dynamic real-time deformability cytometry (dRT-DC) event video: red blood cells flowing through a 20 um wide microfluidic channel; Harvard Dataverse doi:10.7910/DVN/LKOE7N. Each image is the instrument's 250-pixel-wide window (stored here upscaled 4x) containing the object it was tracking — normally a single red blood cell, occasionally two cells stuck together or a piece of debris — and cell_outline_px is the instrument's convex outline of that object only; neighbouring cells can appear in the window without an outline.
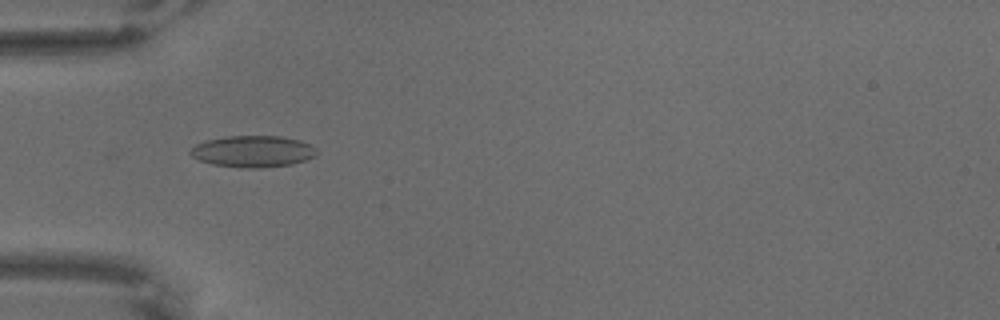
{"species": "common noctule bat (a hibernating species)", "species_latin": "Nyctalus noctula", "temperature_condition": "warm", "stored_images_in_passage": 62, "camera_frame_rate_fps": 3000, "um_per_image_px": 0.085, "animal": {"sex": "male", "body_mass_g": 18.8}, "frame": {"image": 1, "passage_image": 16, "time_ms": 5.0, "image_size_px": [1000, 320], "cell_outline_px": [[316, 156], [292, 164], [260, 168], [240, 168], [212, 164], [200, 160], [192, 156], [188, 152], [196, 144], [208, 140], [228, 136], [280, 136], [300, 140], [316, 148]], "centroid_in_image_um": [21.49, 12.87], "position_along_channel_um": 63.5, "area_um2": 23.12}}
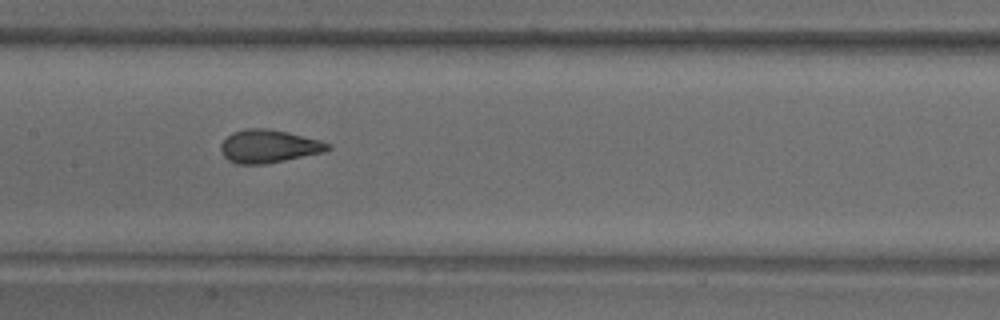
{"frame": {"image": 2, "passage_image": 28, "time_ms": 9.0, "image_size_px": [1000, 320], "cell_outline_px": [[332, 148], [324, 152], [264, 164], [236, 164], [228, 160], [220, 152], [220, 144], [232, 132], [244, 128], [268, 128], [288, 132], [320, 140], [332, 144]], "centroid_in_image_um": [22.83, 12.42], "position_along_channel_um": 184.6, "area_um2": 20.75}}
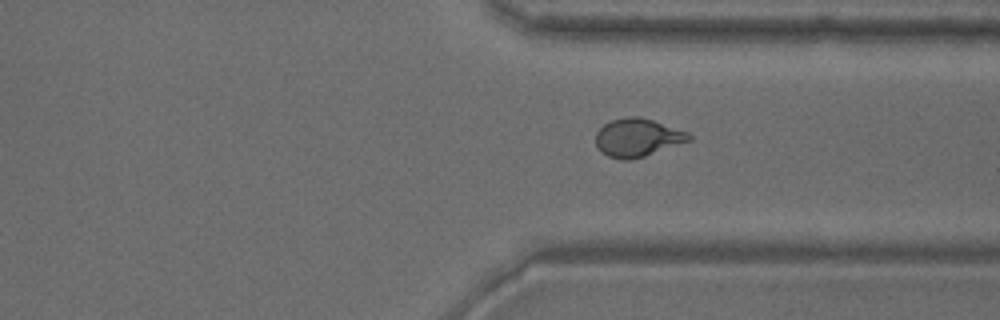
{"frame": {"image": 3, "passage_image": 45, "time_ms": 14.667, "image_size_px": [1000, 320], "cell_outline_px": [[692, 140], [632, 160], [620, 160], [608, 156], [600, 152], [596, 144], [596, 132], [604, 124], [612, 120], [628, 116], [640, 116], [688, 132], [692, 136]], "centroid_in_image_um": [54.18, 11.7], "position_along_channel_um": 357.2, "area_um2": 20.75}}